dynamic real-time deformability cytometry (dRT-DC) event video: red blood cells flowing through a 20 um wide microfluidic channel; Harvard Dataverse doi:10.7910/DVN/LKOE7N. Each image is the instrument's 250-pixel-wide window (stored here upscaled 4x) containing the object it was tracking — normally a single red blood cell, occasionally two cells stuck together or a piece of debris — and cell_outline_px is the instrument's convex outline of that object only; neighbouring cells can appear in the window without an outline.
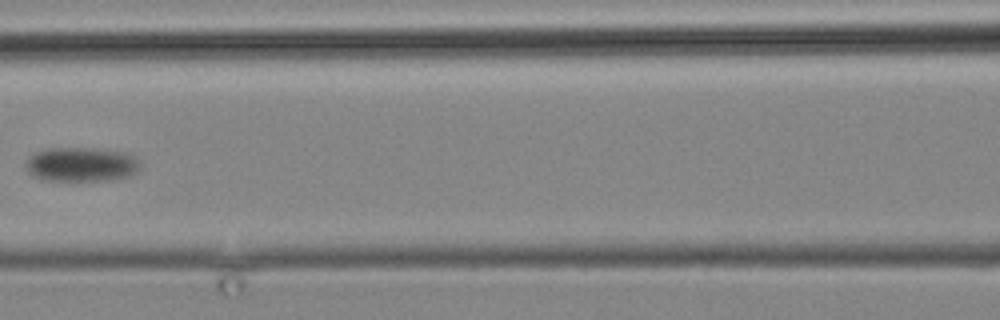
{"species": "common noctule bat (a hibernating species)", "species_latin": "Nyctalus noctula", "temperature_condition": "cold", "stored_images_in_passage": 16, "camera_frame_rate_fps": 3000, "um_per_image_px": 0.085, "animal": {"sex": "male", "body_mass_g": 19.2, "forearm_length_mm": 51.8}, "frame": {"image": 1, "passage_image": 14, "time_ms": 16.667, "image_size_px": [1000, 320], "cell_outline_px": [[140, 168], [136, 172], [128, 176], [108, 180], [44, 180], [32, 176], [28, 172], [24, 164], [28, 156], [32, 152], [48, 148], [92, 148], [120, 152], [136, 156], [140, 160]], "centroid_in_image_um": [6.86, 13.97], "position_along_channel_um": 159.7, "area_um2": 23.06}}
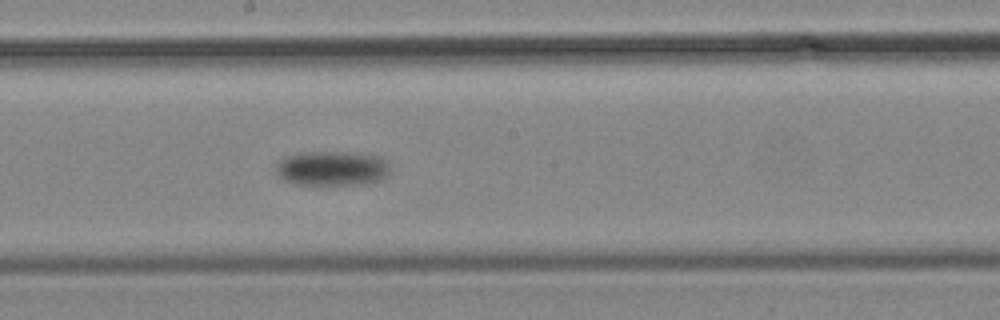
{"frame": {"image": 2, "passage_image": 16, "time_ms": 19.0, "image_size_px": [1000, 320], "cell_outline_px": [[388, 176], [384, 180], [364, 184], [292, 184], [284, 180], [276, 172], [276, 164], [284, 156], [300, 152], [348, 152], [380, 156], [388, 164]], "centroid_in_image_um": [28.22, 14.31], "position_along_channel_um": 220.0, "area_um2": 23.24}}